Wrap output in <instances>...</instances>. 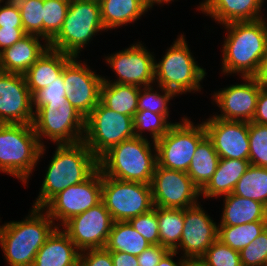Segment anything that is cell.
<instances>
[{"label": "cell", "instance_id": "cell-41", "mask_svg": "<svg viewBox=\"0 0 267 266\" xmlns=\"http://www.w3.org/2000/svg\"><path fill=\"white\" fill-rule=\"evenodd\" d=\"M239 253L242 266H264L267 260V228Z\"/></svg>", "mask_w": 267, "mask_h": 266}, {"label": "cell", "instance_id": "cell-13", "mask_svg": "<svg viewBox=\"0 0 267 266\" xmlns=\"http://www.w3.org/2000/svg\"><path fill=\"white\" fill-rule=\"evenodd\" d=\"M150 186L154 206L185 209L199 203L200 189L186 172L157 165Z\"/></svg>", "mask_w": 267, "mask_h": 266}, {"label": "cell", "instance_id": "cell-30", "mask_svg": "<svg viewBox=\"0 0 267 266\" xmlns=\"http://www.w3.org/2000/svg\"><path fill=\"white\" fill-rule=\"evenodd\" d=\"M150 245L129 222H113L105 248L138 256Z\"/></svg>", "mask_w": 267, "mask_h": 266}, {"label": "cell", "instance_id": "cell-19", "mask_svg": "<svg viewBox=\"0 0 267 266\" xmlns=\"http://www.w3.org/2000/svg\"><path fill=\"white\" fill-rule=\"evenodd\" d=\"M200 202L184 209V228L179 246L185 259H200L206 250L218 239V225L206 214ZM180 248V249H179Z\"/></svg>", "mask_w": 267, "mask_h": 266}, {"label": "cell", "instance_id": "cell-9", "mask_svg": "<svg viewBox=\"0 0 267 266\" xmlns=\"http://www.w3.org/2000/svg\"><path fill=\"white\" fill-rule=\"evenodd\" d=\"M133 137V117L110 110L101 102L85 118L82 141L97 159L111 147Z\"/></svg>", "mask_w": 267, "mask_h": 266}, {"label": "cell", "instance_id": "cell-54", "mask_svg": "<svg viewBox=\"0 0 267 266\" xmlns=\"http://www.w3.org/2000/svg\"><path fill=\"white\" fill-rule=\"evenodd\" d=\"M4 124H5V123H3V122L0 121V129H1V127H2Z\"/></svg>", "mask_w": 267, "mask_h": 266}, {"label": "cell", "instance_id": "cell-17", "mask_svg": "<svg viewBox=\"0 0 267 266\" xmlns=\"http://www.w3.org/2000/svg\"><path fill=\"white\" fill-rule=\"evenodd\" d=\"M241 78L245 83L233 84L214 91L213 101L221 114H215L213 117L227 121L252 122L262 86L254 77Z\"/></svg>", "mask_w": 267, "mask_h": 266}, {"label": "cell", "instance_id": "cell-28", "mask_svg": "<svg viewBox=\"0 0 267 266\" xmlns=\"http://www.w3.org/2000/svg\"><path fill=\"white\" fill-rule=\"evenodd\" d=\"M140 87L131 84L102 82L100 102L110 110L133 117L138 111Z\"/></svg>", "mask_w": 267, "mask_h": 266}, {"label": "cell", "instance_id": "cell-20", "mask_svg": "<svg viewBox=\"0 0 267 266\" xmlns=\"http://www.w3.org/2000/svg\"><path fill=\"white\" fill-rule=\"evenodd\" d=\"M203 124L220 158L248 160V122L227 121L211 116Z\"/></svg>", "mask_w": 267, "mask_h": 266}, {"label": "cell", "instance_id": "cell-32", "mask_svg": "<svg viewBox=\"0 0 267 266\" xmlns=\"http://www.w3.org/2000/svg\"><path fill=\"white\" fill-rule=\"evenodd\" d=\"M233 194L267 207V168L251 165L237 182Z\"/></svg>", "mask_w": 267, "mask_h": 266}, {"label": "cell", "instance_id": "cell-44", "mask_svg": "<svg viewBox=\"0 0 267 266\" xmlns=\"http://www.w3.org/2000/svg\"><path fill=\"white\" fill-rule=\"evenodd\" d=\"M0 27H23L20 10L15 1L0 2Z\"/></svg>", "mask_w": 267, "mask_h": 266}, {"label": "cell", "instance_id": "cell-2", "mask_svg": "<svg viewBox=\"0 0 267 266\" xmlns=\"http://www.w3.org/2000/svg\"><path fill=\"white\" fill-rule=\"evenodd\" d=\"M56 146L32 207L43 208L59 192L84 182L99 168L98 159L83 141Z\"/></svg>", "mask_w": 267, "mask_h": 266}, {"label": "cell", "instance_id": "cell-51", "mask_svg": "<svg viewBox=\"0 0 267 266\" xmlns=\"http://www.w3.org/2000/svg\"><path fill=\"white\" fill-rule=\"evenodd\" d=\"M183 266H205L200 259H187Z\"/></svg>", "mask_w": 267, "mask_h": 266}, {"label": "cell", "instance_id": "cell-25", "mask_svg": "<svg viewBox=\"0 0 267 266\" xmlns=\"http://www.w3.org/2000/svg\"><path fill=\"white\" fill-rule=\"evenodd\" d=\"M249 166V160L220 158L215 173L200 190V196L204 199L220 198L233 193L237 182Z\"/></svg>", "mask_w": 267, "mask_h": 266}, {"label": "cell", "instance_id": "cell-47", "mask_svg": "<svg viewBox=\"0 0 267 266\" xmlns=\"http://www.w3.org/2000/svg\"><path fill=\"white\" fill-rule=\"evenodd\" d=\"M252 122L267 125V88H261Z\"/></svg>", "mask_w": 267, "mask_h": 266}, {"label": "cell", "instance_id": "cell-14", "mask_svg": "<svg viewBox=\"0 0 267 266\" xmlns=\"http://www.w3.org/2000/svg\"><path fill=\"white\" fill-rule=\"evenodd\" d=\"M103 201L66 221L62 230L80 250L105 248L113 225ZM64 227V228H63Z\"/></svg>", "mask_w": 267, "mask_h": 266}, {"label": "cell", "instance_id": "cell-33", "mask_svg": "<svg viewBox=\"0 0 267 266\" xmlns=\"http://www.w3.org/2000/svg\"><path fill=\"white\" fill-rule=\"evenodd\" d=\"M267 228V221L236 226H218V239L233 250L241 251Z\"/></svg>", "mask_w": 267, "mask_h": 266}, {"label": "cell", "instance_id": "cell-5", "mask_svg": "<svg viewBox=\"0 0 267 266\" xmlns=\"http://www.w3.org/2000/svg\"><path fill=\"white\" fill-rule=\"evenodd\" d=\"M45 146L40 145L32 124H4L0 129V171L27 186Z\"/></svg>", "mask_w": 267, "mask_h": 266}, {"label": "cell", "instance_id": "cell-31", "mask_svg": "<svg viewBox=\"0 0 267 266\" xmlns=\"http://www.w3.org/2000/svg\"><path fill=\"white\" fill-rule=\"evenodd\" d=\"M159 223V244L174 251L181 239L184 228V209H171L156 206Z\"/></svg>", "mask_w": 267, "mask_h": 266}, {"label": "cell", "instance_id": "cell-12", "mask_svg": "<svg viewBox=\"0 0 267 266\" xmlns=\"http://www.w3.org/2000/svg\"><path fill=\"white\" fill-rule=\"evenodd\" d=\"M102 201V172L98 168L84 182L69 186L54 196L43 209L61 226Z\"/></svg>", "mask_w": 267, "mask_h": 266}, {"label": "cell", "instance_id": "cell-4", "mask_svg": "<svg viewBox=\"0 0 267 266\" xmlns=\"http://www.w3.org/2000/svg\"><path fill=\"white\" fill-rule=\"evenodd\" d=\"M98 166L105 176L150 185L157 166L155 142L140 137L122 141L98 159Z\"/></svg>", "mask_w": 267, "mask_h": 266}, {"label": "cell", "instance_id": "cell-45", "mask_svg": "<svg viewBox=\"0 0 267 266\" xmlns=\"http://www.w3.org/2000/svg\"><path fill=\"white\" fill-rule=\"evenodd\" d=\"M169 250L166 247L158 245H150L140 255L137 256L139 266H157L162 257Z\"/></svg>", "mask_w": 267, "mask_h": 266}, {"label": "cell", "instance_id": "cell-36", "mask_svg": "<svg viewBox=\"0 0 267 266\" xmlns=\"http://www.w3.org/2000/svg\"><path fill=\"white\" fill-rule=\"evenodd\" d=\"M154 87L151 85L140 87L139 97H138V111L148 110L153 113L164 114L169 117L168 103L174 97H177L174 92L168 89H164L161 86ZM143 88V89H142Z\"/></svg>", "mask_w": 267, "mask_h": 266}, {"label": "cell", "instance_id": "cell-42", "mask_svg": "<svg viewBox=\"0 0 267 266\" xmlns=\"http://www.w3.org/2000/svg\"><path fill=\"white\" fill-rule=\"evenodd\" d=\"M67 100V94L65 91L64 81H63V72L52 82L49 86H46L44 89L38 91L33 96V110L34 112L41 106L48 104L50 102Z\"/></svg>", "mask_w": 267, "mask_h": 266}, {"label": "cell", "instance_id": "cell-38", "mask_svg": "<svg viewBox=\"0 0 267 266\" xmlns=\"http://www.w3.org/2000/svg\"><path fill=\"white\" fill-rule=\"evenodd\" d=\"M249 163L267 168V125L248 122Z\"/></svg>", "mask_w": 267, "mask_h": 266}, {"label": "cell", "instance_id": "cell-50", "mask_svg": "<svg viewBox=\"0 0 267 266\" xmlns=\"http://www.w3.org/2000/svg\"><path fill=\"white\" fill-rule=\"evenodd\" d=\"M178 253L176 251H168L157 264V266H183L187 259L181 256L179 262L173 260V257L176 256Z\"/></svg>", "mask_w": 267, "mask_h": 266}, {"label": "cell", "instance_id": "cell-3", "mask_svg": "<svg viewBox=\"0 0 267 266\" xmlns=\"http://www.w3.org/2000/svg\"><path fill=\"white\" fill-rule=\"evenodd\" d=\"M57 227L43 208L35 207L24 220L0 225V246L7 264L32 266L38 250Z\"/></svg>", "mask_w": 267, "mask_h": 266}, {"label": "cell", "instance_id": "cell-21", "mask_svg": "<svg viewBox=\"0 0 267 266\" xmlns=\"http://www.w3.org/2000/svg\"><path fill=\"white\" fill-rule=\"evenodd\" d=\"M266 0H204L197 7L203 14L225 25L231 22L263 19L262 6ZM261 14V15H260Z\"/></svg>", "mask_w": 267, "mask_h": 266}, {"label": "cell", "instance_id": "cell-46", "mask_svg": "<svg viewBox=\"0 0 267 266\" xmlns=\"http://www.w3.org/2000/svg\"><path fill=\"white\" fill-rule=\"evenodd\" d=\"M26 35L23 27H0V52L11 47Z\"/></svg>", "mask_w": 267, "mask_h": 266}, {"label": "cell", "instance_id": "cell-22", "mask_svg": "<svg viewBox=\"0 0 267 266\" xmlns=\"http://www.w3.org/2000/svg\"><path fill=\"white\" fill-rule=\"evenodd\" d=\"M37 35H26L0 52V71L24 74L49 48ZM40 40V41H39Z\"/></svg>", "mask_w": 267, "mask_h": 266}, {"label": "cell", "instance_id": "cell-37", "mask_svg": "<svg viewBox=\"0 0 267 266\" xmlns=\"http://www.w3.org/2000/svg\"><path fill=\"white\" fill-rule=\"evenodd\" d=\"M15 2L20 10L25 33L43 38L44 0H16Z\"/></svg>", "mask_w": 267, "mask_h": 266}, {"label": "cell", "instance_id": "cell-40", "mask_svg": "<svg viewBox=\"0 0 267 266\" xmlns=\"http://www.w3.org/2000/svg\"><path fill=\"white\" fill-rule=\"evenodd\" d=\"M128 222L151 245L159 244V223L156 215V206L149 212L140 214Z\"/></svg>", "mask_w": 267, "mask_h": 266}, {"label": "cell", "instance_id": "cell-23", "mask_svg": "<svg viewBox=\"0 0 267 266\" xmlns=\"http://www.w3.org/2000/svg\"><path fill=\"white\" fill-rule=\"evenodd\" d=\"M80 250L57 227L38 250L32 266H79Z\"/></svg>", "mask_w": 267, "mask_h": 266}, {"label": "cell", "instance_id": "cell-6", "mask_svg": "<svg viewBox=\"0 0 267 266\" xmlns=\"http://www.w3.org/2000/svg\"><path fill=\"white\" fill-rule=\"evenodd\" d=\"M177 37L173 45L166 49L161 61L155 60L154 83L177 96L200 92L206 69L195 61L184 34Z\"/></svg>", "mask_w": 267, "mask_h": 266}, {"label": "cell", "instance_id": "cell-24", "mask_svg": "<svg viewBox=\"0 0 267 266\" xmlns=\"http://www.w3.org/2000/svg\"><path fill=\"white\" fill-rule=\"evenodd\" d=\"M73 57L48 48L45 53L23 74L32 97L49 86L62 74L64 66Z\"/></svg>", "mask_w": 267, "mask_h": 266}, {"label": "cell", "instance_id": "cell-7", "mask_svg": "<svg viewBox=\"0 0 267 266\" xmlns=\"http://www.w3.org/2000/svg\"><path fill=\"white\" fill-rule=\"evenodd\" d=\"M100 3L92 0H71L62 29L50 41L49 48L79 58L98 32L105 31Z\"/></svg>", "mask_w": 267, "mask_h": 266}, {"label": "cell", "instance_id": "cell-29", "mask_svg": "<svg viewBox=\"0 0 267 266\" xmlns=\"http://www.w3.org/2000/svg\"><path fill=\"white\" fill-rule=\"evenodd\" d=\"M219 155L212 141L206 136L197 146L187 174L201 190L216 171Z\"/></svg>", "mask_w": 267, "mask_h": 266}, {"label": "cell", "instance_id": "cell-26", "mask_svg": "<svg viewBox=\"0 0 267 266\" xmlns=\"http://www.w3.org/2000/svg\"><path fill=\"white\" fill-rule=\"evenodd\" d=\"M223 197L224 207L218 226H236L255 221H267V207L264 204L233 193Z\"/></svg>", "mask_w": 267, "mask_h": 266}, {"label": "cell", "instance_id": "cell-11", "mask_svg": "<svg viewBox=\"0 0 267 266\" xmlns=\"http://www.w3.org/2000/svg\"><path fill=\"white\" fill-rule=\"evenodd\" d=\"M102 201L114 222H128L154 207L149 184L123 181L103 174Z\"/></svg>", "mask_w": 267, "mask_h": 266}, {"label": "cell", "instance_id": "cell-34", "mask_svg": "<svg viewBox=\"0 0 267 266\" xmlns=\"http://www.w3.org/2000/svg\"><path fill=\"white\" fill-rule=\"evenodd\" d=\"M168 120L164 114L153 113L148 110L137 111L133 116L135 137L147 138L143 135L144 131L147 130L150 132L151 141H158L175 124Z\"/></svg>", "mask_w": 267, "mask_h": 266}, {"label": "cell", "instance_id": "cell-18", "mask_svg": "<svg viewBox=\"0 0 267 266\" xmlns=\"http://www.w3.org/2000/svg\"><path fill=\"white\" fill-rule=\"evenodd\" d=\"M33 97L23 74L0 71V121L32 124Z\"/></svg>", "mask_w": 267, "mask_h": 266}, {"label": "cell", "instance_id": "cell-10", "mask_svg": "<svg viewBox=\"0 0 267 266\" xmlns=\"http://www.w3.org/2000/svg\"><path fill=\"white\" fill-rule=\"evenodd\" d=\"M187 117L181 119L155 142L157 165L187 172L198 144L207 136L205 126Z\"/></svg>", "mask_w": 267, "mask_h": 266}, {"label": "cell", "instance_id": "cell-15", "mask_svg": "<svg viewBox=\"0 0 267 266\" xmlns=\"http://www.w3.org/2000/svg\"><path fill=\"white\" fill-rule=\"evenodd\" d=\"M87 62L73 57L63 69L67 100L86 118L100 102L101 75L95 74Z\"/></svg>", "mask_w": 267, "mask_h": 266}, {"label": "cell", "instance_id": "cell-35", "mask_svg": "<svg viewBox=\"0 0 267 266\" xmlns=\"http://www.w3.org/2000/svg\"><path fill=\"white\" fill-rule=\"evenodd\" d=\"M71 0H44L43 41H50L62 29Z\"/></svg>", "mask_w": 267, "mask_h": 266}, {"label": "cell", "instance_id": "cell-16", "mask_svg": "<svg viewBox=\"0 0 267 266\" xmlns=\"http://www.w3.org/2000/svg\"><path fill=\"white\" fill-rule=\"evenodd\" d=\"M141 42L131 44L128 48L105 56L107 64L117 74L114 81L105 78L103 81L120 84H131L144 87L154 84L155 57Z\"/></svg>", "mask_w": 267, "mask_h": 266}, {"label": "cell", "instance_id": "cell-1", "mask_svg": "<svg viewBox=\"0 0 267 266\" xmlns=\"http://www.w3.org/2000/svg\"><path fill=\"white\" fill-rule=\"evenodd\" d=\"M227 36L222 45L224 75L253 77L267 53V20L231 22L223 25Z\"/></svg>", "mask_w": 267, "mask_h": 266}, {"label": "cell", "instance_id": "cell-39", "mask_svg": "<svg viewBox=\"0 0 267 266\" xmlns=\"http://www.w3.org/2000/svg\"><path fill=\"white\" fill-rule=\"evenodd\" d=\"M205 266H242L239 251L222 243L219 239L200 258Z\"/></svg>", "mask_w": 267, "mask_h": 266}, {"label": "cell", "instance_id": "cell-52", "mask_svg": "<svg viewBox=\"0 0 267 266\" xmlns=\"http://www.w3.org/2000/svg\"><path fill=\"white\" fill-rule=\"evenodd\" d=\"M171 1H174V0H147V2L153 7L155 5V3L157 5H162V4H168L170 3Z\"/></svg>", "mask_w": 267, "mask_h": 266}, {"label": "cell", "instance_id": "cell-49", "mask_svg": "<svg viewBox=\"0 0 267 266\" xmlns=\"http://www.w3.org/2000/svg\"><path fill=\"white\" fill-rule=\"evenodd\" d=\"M253 77L263 88H267V53L260 62L257 73Z\"/></svg>", "mask_w": 267, "mask_h": 266}, {"label": "cell", "instance_id": "cell-8", "mask_svg": "<svg viewBox=\"0 0 267 266\" xmlns=\"http://www.w3.org/2000/svg\"><path fill=\"white\" fill-rule=\"evenodd\" d=\"M34 132L43 147L42 138L60 144H76L83 140L85 118L66 100L50 102L34 112Z\"/></svg>", "mask_w": 267, "mask_h": 266}, {"label": "cell", "instance_id": "cell-53", "mask_svg": "<svg viewBox=\"0 0 267 266\" xmlns=\"http://www.w3.org/2000/svg\"><path fill=\"white\" fill-rule=\"evenodd\" d=\"M92 1H95V2L101 3L103 0H92Z\"/></svg>", "mask_w": 267, "mask_h": 266}, {"label": "cell", "instance_id": "cell-48", "mask_svg": "<svg viewBox=\"0 0 267 266\" xmlns=\"http://www.w3.org/2000/svg\"><path fill=\"white\" fill-rule=\"evenodd\" d=\"M113 266H139L137 256L129 253L110 251Z\"/></svg>", "mask_w": 267, "mask_h": 266}, {"label": "cell", "instance_id": "cell-43", "mask_svg": "<svg viewBox=\"0 0 267 266\" xmlns=\"http://www.w3.org/2000/svg\"><path fill=\"white\" fill-rule=\"evenodd\" d=\"M79 266H113L111 253L106 248L80 251Z\"/></svg>", "mask_w": 267, "mask_h": 266}, {"label": "cell", "instance_id": "cell-27", "mask_svg": "<svg viewBox=\"0 0 267 266\" xmlns=\"http://www.w3.org/2000/svg\"><path fill=\"white\" fill-rule=\"evenodd\" d=\"M100 8L103 25L108 31L137 21L153 7L147 0H103Z\"/></svg>", "mask_w": 267, "mask_h": 266}]
</instances>
